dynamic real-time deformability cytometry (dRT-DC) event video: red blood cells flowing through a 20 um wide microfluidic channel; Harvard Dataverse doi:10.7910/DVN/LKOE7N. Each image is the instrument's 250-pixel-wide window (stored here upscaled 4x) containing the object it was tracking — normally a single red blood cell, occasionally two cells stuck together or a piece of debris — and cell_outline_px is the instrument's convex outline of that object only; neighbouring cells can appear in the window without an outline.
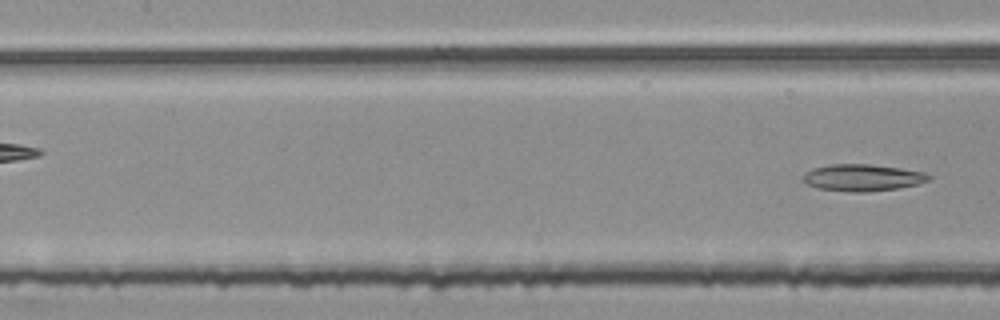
{"species": "common noctule bat (a hibernating species)", "species_latin": "Nyctalus noctula", "temperature_condition": "room temperature", "stored_images_in_passage": 7, "camera_frame_rate_fps": 3000, "um_per_image_px": 0.085, "animal": {"sex": "female", "body_mass_g": 25.1}, "frame": {"image": 1, "passage_image": 7, "time_ms": 2.0, "image_size_px": [1000, 320], "cell_outline_px": [[932, 176], [928, 180], [920, 184], [900, 188], [868, 192], [848, 192], [816, 188], [808, 184], [804, 180], [804, 172], [812, 168], [832, 164], [868, 164], [900, 168], [924, 172]], "centroid_in_image_um": [73.33, 15.11], "position_along_channel_um": 134.1, "area_um2": 19.77}}